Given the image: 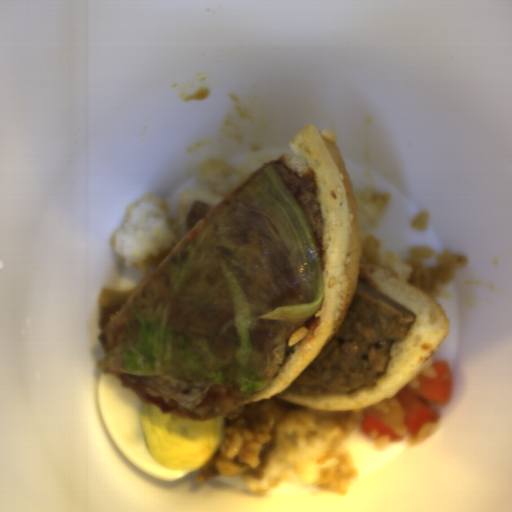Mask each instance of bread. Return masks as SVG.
I'll return each instance as SVG.
<instances>
[{
    "mask_svg": "<svg viewBox=\"0 0 512 512\" xmlns=\"http://www.w3.org/2000/svg\"><path fill=\"white\" fill-rule=\"evenodd\" d=\"M330 129L307 125L287 144L295 156L288 166L300 177L313 170L323 222L324 296L319 310L304 322L309 333L297 342L274 381L244 405L276 396L302 407L325 412L366 410L392 400L449 338L447 312L433 295L391 269L362 263L360 214L353 182ZM417 313L407 339L395 342L388 369L375 385L351 395L299 396L286 388L316 359L337 333L356 289L358 274Z\"/></svg>",
    "mask_w": 512,
    "mask_h": 512,
    "instance_id": "bread-1",
    "label": "bread"
}]
</instances>
